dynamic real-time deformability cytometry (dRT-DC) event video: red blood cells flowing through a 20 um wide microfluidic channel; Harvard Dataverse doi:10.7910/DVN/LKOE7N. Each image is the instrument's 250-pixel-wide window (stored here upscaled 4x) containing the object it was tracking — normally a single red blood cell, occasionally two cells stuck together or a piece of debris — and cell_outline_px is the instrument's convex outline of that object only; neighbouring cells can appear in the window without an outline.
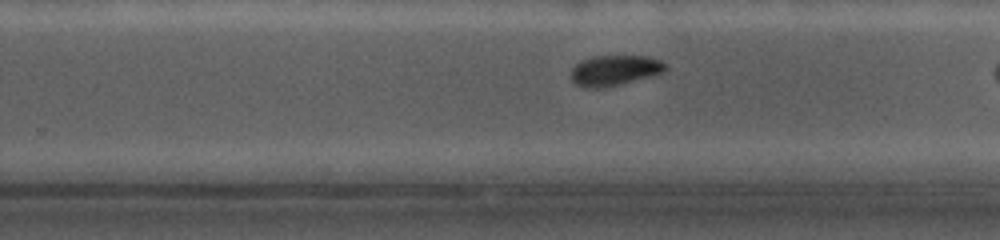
{"species": "common noctule bat (a hibernating species)", "species_latin": "Nyctalus noctula", "temperature_condition": "cold", "stored_images_in_passage": 30, "camera_frame_rate_fps": 5000, "um_per_image_px": 0.085, "animal": {"sex": "female", "body_mass_g": 19.0, "forearm_length_mm": 56.7}, "frame": {"image": 1, "passage_image": 18, "time_ms": 5.6, "image_size_px": [1000, 240], "cell_outline_px": [[668, 68], [664, 72], [652, 76], [604, 88], [584, 88], [576, 84], [568, 76], [572, 68], [580, 60], [596, 56], [648, 56], [660, 60]], "centroid_in_image_um": [52.21, 5.99], "position_along_channel_um": 277.6, "area_um2": 16.94}}
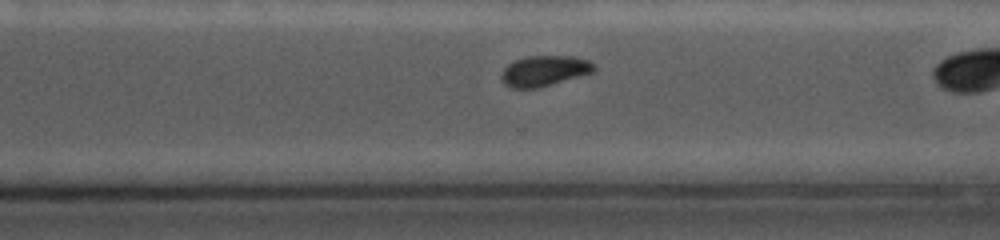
{"frame": {"image": 2, "passage_image": 22, "time_ms": 6.8, "image_size_px": [1000, 240], "cell_outline_px": [[596, 68], [592, 72], [580, 76], [540, 88], [508, 88], [500, 80], [500, 76], [504, 68], [508, 64], [516, 60], [528, 56], [572, 56], [588, 60], [596, 64]], "centroid_in_image_um": [46.25, 6.03], "position_along_channel_um": 324.4, "area_um2": 16.65}}